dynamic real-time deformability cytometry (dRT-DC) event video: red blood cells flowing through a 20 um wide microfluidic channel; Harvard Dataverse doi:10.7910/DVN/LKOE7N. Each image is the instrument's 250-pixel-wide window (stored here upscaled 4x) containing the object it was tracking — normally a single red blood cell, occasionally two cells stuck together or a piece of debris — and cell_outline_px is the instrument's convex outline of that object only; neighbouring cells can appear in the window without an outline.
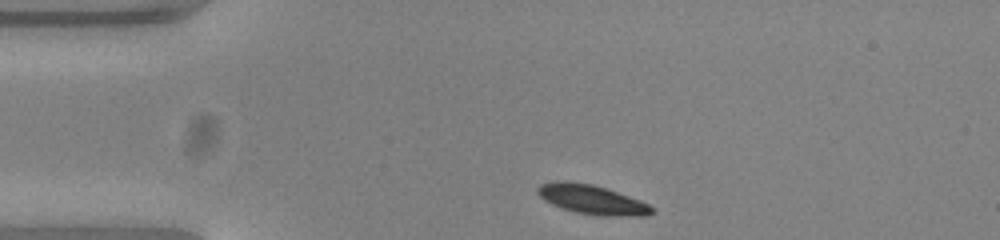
{"species": "common noctule bat (a hibernating species)", "species_latin": "Nyctalus noctula", "temperature_condition": "warm", "stored_images_in_passage": 34, "camera_frame_rate_fps": 3000, "um_per_image_px": 0.085, "animal": {"sex": "female", "body_mass_g": 23.0, "forearm_length_mm": 53.4}, "frame": {"image": 1, "passage_image": 1, "time_ms": 0.0, "image_size_px": [1000, 240], "cell_outline_px": [[656, 212], [648, 216], [600, 216], [576, 212], [560, 208], [544, 200], [536, 192], [536, 188], [540, 184], [556, 180], [568, 180], [592, 184], [640, 200], [656, 208]], "centroid_in_image_um": [50.32, 16.96], "position_along_channel_um": 34.7, "area_um2": 19.83}}
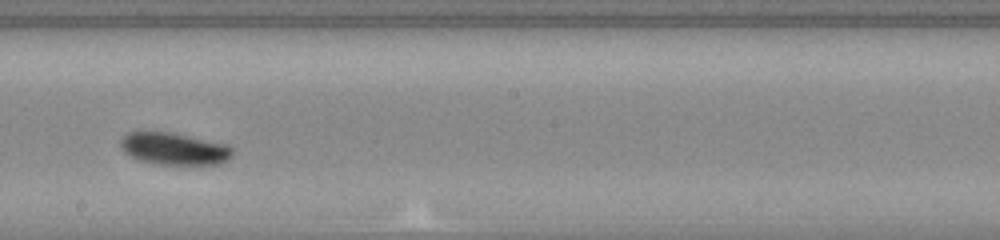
{"frame": {"image": 2, "passage_image": 20, "time_ms": 6.333, "image_size_px": [1000, 240], "cell_outline_px": [[236, 148], [232, 156], [228, 160], [220, 164], [156, 164], [140, 160], [124, 152], [120, 148], [120, 140], [128, 132], [172, 132], [228, 144]], "centroid_in_image_um": [14.86, 12.64], "position_along_channel_um": 233.3, "area_um2": 21.15}}
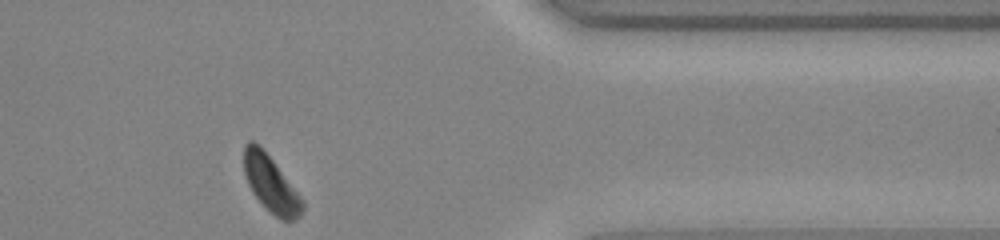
{"frame": {"image": 3, "passage_image": 34, "time_ms": 11.0, "image_size_px": [1000, 240], "cell_outline_px": [[304, 208], [300, 216], [292, 220], [280, 220], [252, 192], [248, 184], [244, 172], [244, 144], [248, 140], [252, 140], [260, 144], [304, 200]], "centroid_in_image_um": [23.02, 15.59], "position_along_channel_um": 388.4, "area_um2": 19.02}, "authors_computed_cell_mechanics": {"area_um2": 20.4901, "velocity_mm_per_s": 3.7744, "shape_relaxation_time_tau1_ms": 0.9626, "shape_relaxation_time_tau2_ms": null, "deformation_change_tau1": 0.0724, "deformation_change_tau2": null}}